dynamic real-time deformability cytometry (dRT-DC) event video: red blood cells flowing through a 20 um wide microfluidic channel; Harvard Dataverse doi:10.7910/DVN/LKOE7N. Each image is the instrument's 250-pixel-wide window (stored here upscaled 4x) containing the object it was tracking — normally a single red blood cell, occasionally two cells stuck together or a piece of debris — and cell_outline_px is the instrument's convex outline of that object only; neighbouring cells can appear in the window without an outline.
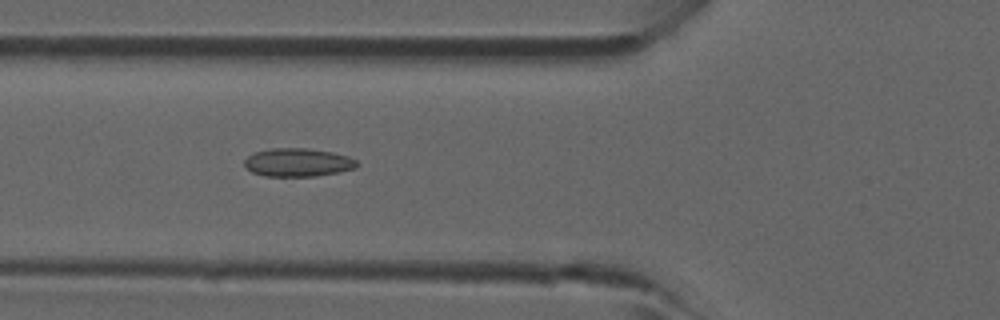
{"species": "common noctule bat (a hibernating species)", "species_latin": "Nyctalus noctula", "temperature_condition": "room temperature", "stored_images_in_passage": 32, "camera_frame_rate_fps": 3000, "um_per_image_px": 0.085, "animal": {"sex": "male", "forearm_length_mm": 52.5}, "frame": {"image": 1, "passage_image": 5, "time_ms": 1.333, "image_size_px": [1000, 320], "cell_outline_px": [[356, 164], [352, 168], [336, 172], [316, 176], [264, 176], [252, 172], [244, 164], [244, 160], [248, 156], [256, 152], [272, 148], [304, 148], [332, 152], [348, 156], [356, 160]], "centroid_in_image_um": [25.27, 13.8], "position_along_channel_um": 100.5, "area_um2": 18.21}}
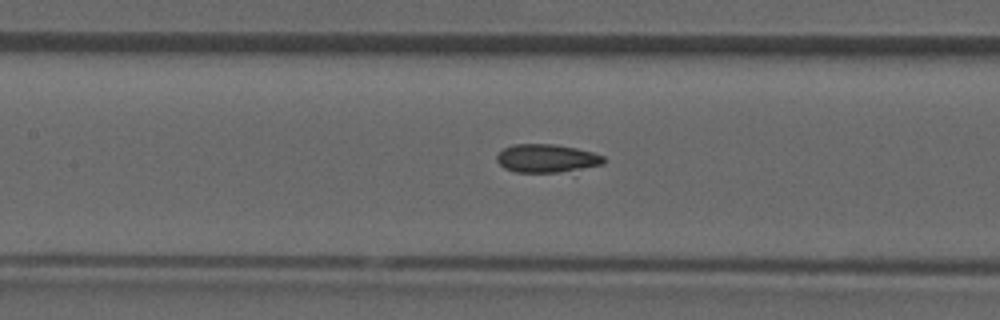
{"frame": {"image": 2, "passage_image": 9, "time_ms": 2.667, "image_size_px": [1000, 320], "cell_outline_px": [[604, 164], [556, 172], [516, 172], [504, 168], [496, 160], [496, 156], [504, 148], [516, 144], [552, 144], [576, 148], [592, 152], [604, 156]], "centroid_in_image_um": [46.44, 13.45], "position_along_channel_um": 161.0, "area_um2": 17.28}}